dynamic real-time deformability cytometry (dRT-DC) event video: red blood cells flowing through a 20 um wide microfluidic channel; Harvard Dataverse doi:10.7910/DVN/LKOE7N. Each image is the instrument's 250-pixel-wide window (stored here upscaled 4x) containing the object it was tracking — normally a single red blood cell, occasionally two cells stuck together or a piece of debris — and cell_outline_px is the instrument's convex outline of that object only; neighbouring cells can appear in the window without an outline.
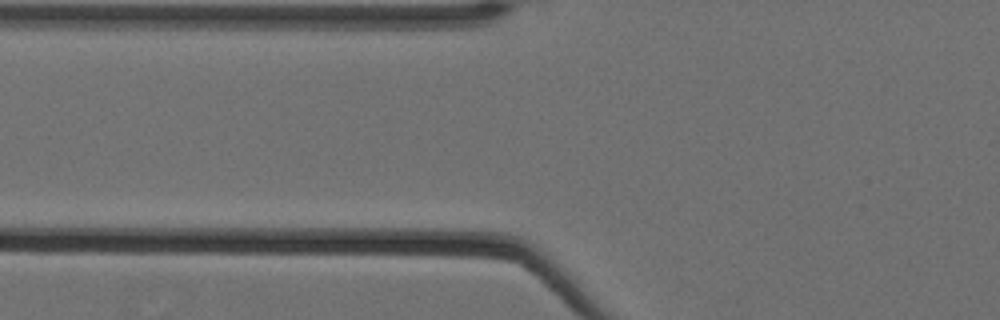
{"species": "Egyptian fruit bat (a non-hibernating species)", "species_latin": "Rousettus aegyptiacus", "temperature_condition": "cold", "stored_images_in_passage": 3, "camera_frame_rate_fps": 3000, "um_per_image_px": 0.085, "animal": {"sex": "female"}, "frame": {"image": 1, "passage_image": 2, "time_ms": 0.333, "image_size_px": [1000, 320], "cell_outline_px": [[536, 276], [236, 256], [224, 252], [224, 248], [352, 248], [488, 252], [508, 256], [524, 264], [536, 272]], "centroid_in_image_um": [33.73, 21.98], "position_along_channel_um": 92.1, "area_um2": 33.58}}